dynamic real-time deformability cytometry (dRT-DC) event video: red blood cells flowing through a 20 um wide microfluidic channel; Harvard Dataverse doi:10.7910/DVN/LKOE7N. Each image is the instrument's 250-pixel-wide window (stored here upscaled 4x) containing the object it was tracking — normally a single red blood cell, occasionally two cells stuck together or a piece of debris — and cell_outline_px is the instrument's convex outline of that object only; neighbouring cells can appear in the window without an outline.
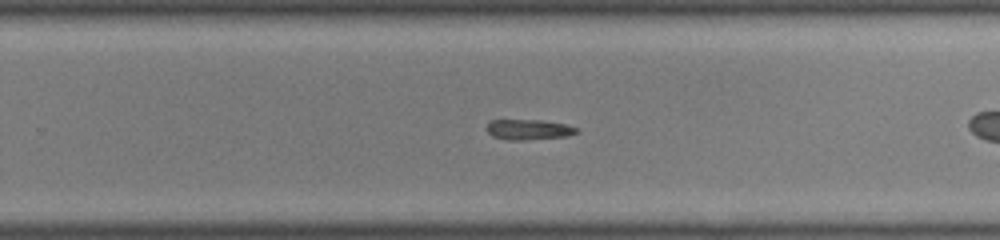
{"species": "common noctule bat (a hibernating species)", "species_latin": "Nyctalus noctula", "temperature_condition": "room temperature", "stored_images_in_passage": 30, "camera_frame_rate_fps": 3000, "um_per_image_px": 0.085, "animal": {"sex": "male", "body_mass_g": 19.0, "forearm_length_mm": 50.8}, "frame": {"image": 1, "passage_image": 13, "time_ms": 4.0, "image_size_px": [1000, 240], "cell_outline_px": [[580, 132], [568, 136], [524, 140], [508, 140], [492, 136], [488, 132], [488, 120], [540, 120], [564, 124], [576, 128]], "centroid_in_image_um": [44.93, 11.02], "position_along_channel_um": 284.9, "area_um2": 10.58}, "authors_computed_cell_mechanics": {"area_um2": 11.4733, "velocity_mm_per_s": 4.3492, "shape_relaxation_time_tau1_ms": null, "shape_relaxation_time_tau2_ms": 4.2927, "deformation_change_tau1": null, "deformation_change_tau2": 0.1592}}